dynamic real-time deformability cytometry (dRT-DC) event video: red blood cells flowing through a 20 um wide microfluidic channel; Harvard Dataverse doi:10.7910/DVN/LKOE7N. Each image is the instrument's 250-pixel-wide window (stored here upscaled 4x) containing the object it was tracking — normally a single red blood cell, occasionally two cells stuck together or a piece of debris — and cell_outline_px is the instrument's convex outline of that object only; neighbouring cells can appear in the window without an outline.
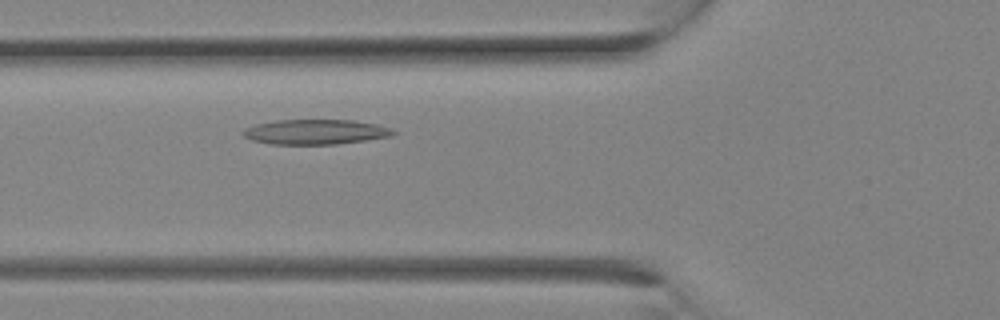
{"species": "Egyptian fruit bat (a non-hibernating species)", "species_latin": "Rousettus aegyptiacus", "temperature_condition": "room temperature", "stored_images_in_passage": 6, "camera_frame_rate_fps": 3000, "um_per_image_px": 0.085, "animal": {"sex": "female"}, "frame": {"image": 1, "passage_image": 6, "time_ms": 1.667, "image_size_px": [1000, 320], "cell_outline_px": [[396, 132], [392, 136], [336, 144], [272, 144], [252, 140], [244, 136], [240, 132], [244, 128], [256, 124], [276, 120], [356, 120], [376, 124], [392, 128]], "centroid_in_image_um": [26.81, 11.2], "position_along_channel_um": 99.0, "area_um2": 21.85}}